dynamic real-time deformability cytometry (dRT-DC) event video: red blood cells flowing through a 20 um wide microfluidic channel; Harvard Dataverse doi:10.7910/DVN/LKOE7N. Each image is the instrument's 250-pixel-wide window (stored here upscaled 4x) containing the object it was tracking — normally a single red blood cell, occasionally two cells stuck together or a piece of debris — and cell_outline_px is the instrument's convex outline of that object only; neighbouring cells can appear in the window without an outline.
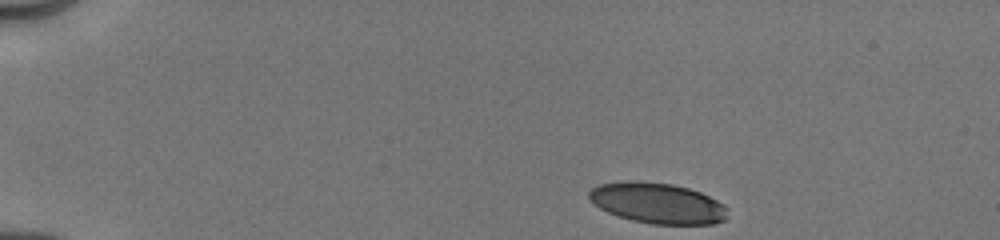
{"species": "human", "species_latin": "Homo sapiens", "temperature_condition": "cold", "stored_images_in_passage": 23, "camera_frame_rate_fps": 3000, "um_per_image_px": 0.085, "donor": {"sex": "male"}, "frame": {"image": 1, "passage_image": 1, "time_ms": 0.0, "image_size_px": [1000, 240], "cell_outline_px": [[728, 216], [724, 220], [712, 224], [652, 224], [632, 220], [608, 212], [600, 208], [588, 200], [588, 192], [592, 188], [600, 184], [628, 180], [636, 180], [672, 184], [688, 188], [700, 192], [724, 204], [728, 208]], "centroid_in_image_um": [55.89, 17.26], "position_along_channel_um": 29.1, "area_um2": 32.95}}
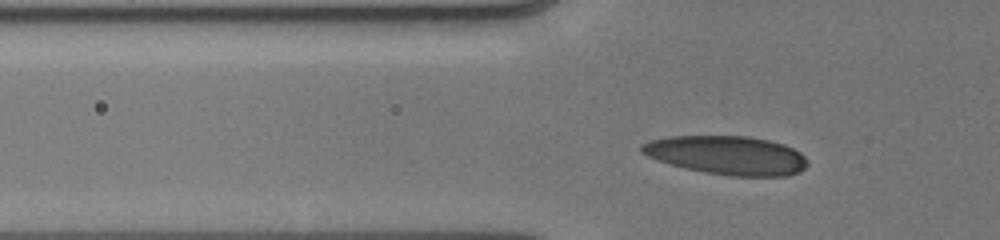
{"frame": {"image": 2, "passage_image": 16, "time_ms": 3.0, "image_size_px": [1000, 240], "cell_outline_px": [[808, 164], [800, 172], [784, 176], [728, 176], [704, 172], [684, 168], [656, 160], [640, 152], [640, 144], [648, 140], [668, 136], [748, 136], [768, 140], [784, 144], [800, 152], [808, 160]], "centroid_in_image_um": [61.77, 13.19], "position_along_channel_um": 64.0, "area_um2": 37.74}}
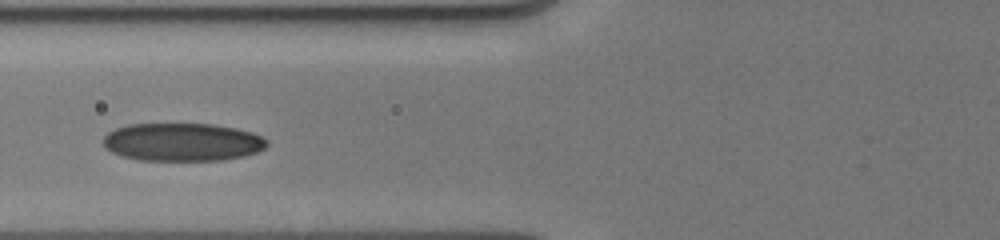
{"frame": {"image": 3, "passage_image": 22, "time_ms": 4.333, "image_size_px": [1000, 240], "cell_outline_px": [[268, 144], [264, 148], [256, 152], [244, 156], [220, 160], [140, 160], [124, 156], [112, 152], [104, 148], [104, 136], [108, 132], [116, 128], [128, 124], [212, 124], [236, 128], [252, 132], [268, 140]], "centroid_in_image_um": [15.5, 12.07], "position_along_channel_um": 110.3, "area_um2": 36.24}}